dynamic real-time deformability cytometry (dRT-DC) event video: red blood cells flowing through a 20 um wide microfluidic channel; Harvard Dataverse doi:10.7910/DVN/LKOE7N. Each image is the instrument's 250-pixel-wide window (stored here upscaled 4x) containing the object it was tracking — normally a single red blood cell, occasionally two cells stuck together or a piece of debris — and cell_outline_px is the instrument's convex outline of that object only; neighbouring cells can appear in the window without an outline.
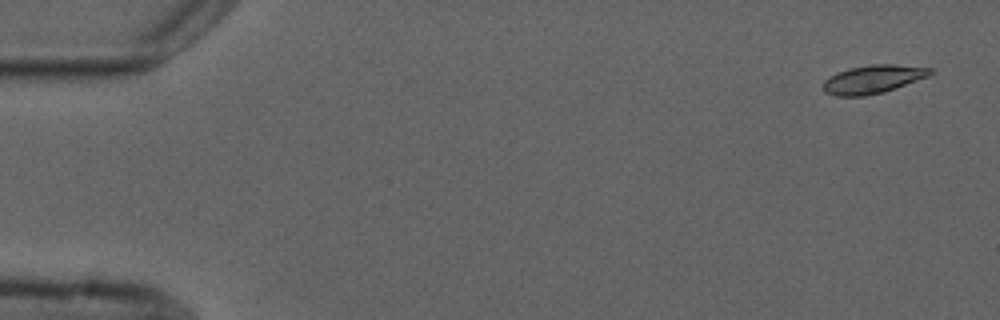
{"species": "common noctule bat (a hibernating species)", "species_latin": "Nyctalus noctula", "temperature_condition": "cold", "stored_images_in_passage": 5, "camera_frame_rate_fps": 3000, "um_per_image_px": 0.085, "animal": {"sex": "male", "forearm_length_mm": 52.5}, "frame": {"image": 1, "passage_image": 1, "time_ms": 0.0, "image_size_px": [1000, 320], "cell_outline_px": [[932, 72], [928, 76], [884, 92], [864, 96], [836, 96], [824, 92], [824, 80], [828, 76], [836, 72], [848, 68], [872, 64], [896, 64], [932, 68]], "centroid_in_image_um": [74.16, 6.73], "position_along_channel_um": 10.8, "area_um2": 17.69}}
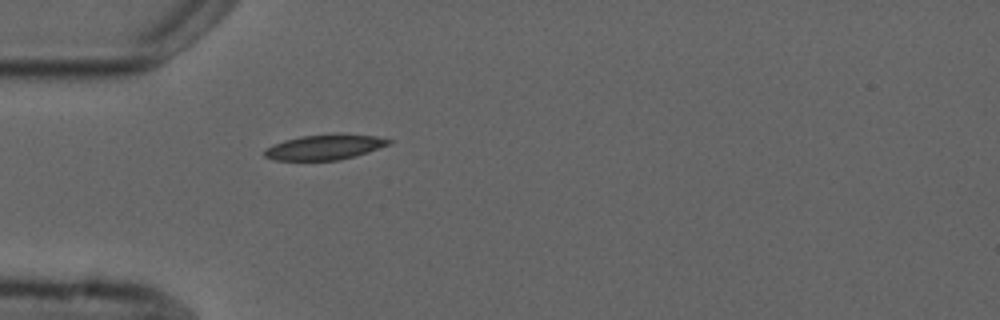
{"frame": {"image": 2, "passage_image": 5, "time_ms": 4.667, "image_size_px": [1000, 320], "cell_outline_px": [[392, 144], [356, 156], [340, 160], [276, 160], [264, 156], [264, 148], [284, 140], [300, 136], [340, 132], [376, 136], [392, 140]], "centroid_in_image_um": [27.64, 12.48], "position_along_channel_um": 57.4, "area_um2": 18.67}}